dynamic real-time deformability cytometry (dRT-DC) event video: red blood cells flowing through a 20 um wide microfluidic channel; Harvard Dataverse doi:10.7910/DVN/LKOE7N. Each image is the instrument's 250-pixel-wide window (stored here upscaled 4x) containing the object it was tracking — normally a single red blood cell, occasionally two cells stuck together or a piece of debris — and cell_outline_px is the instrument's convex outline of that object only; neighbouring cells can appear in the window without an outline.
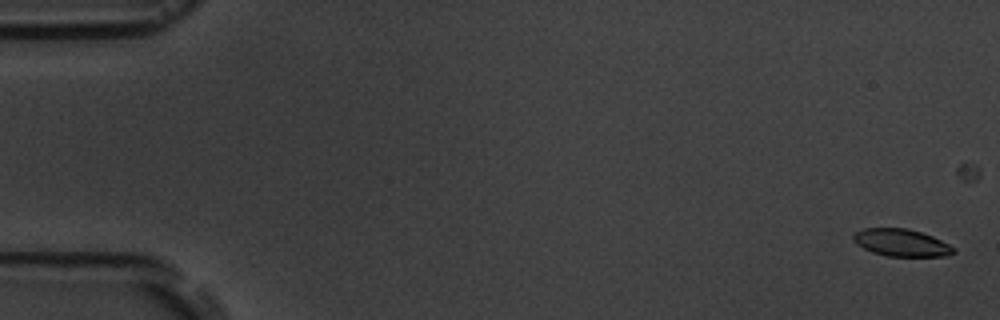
{"species": "common noctule bat (a hibernating species)", "species_latin": "Nyctalus noctula", "temperature_condition": "room temperature", "stored_images_in_passage": 4, "camera_frame_rate_fps": 3000, "um_per_image_px": 0.085, "animal": {"sex": "male", "body_mass_g": 19.5, "forearm_length_mm": 54.6}, "frame": {"image": 1, "passage_image": 1, "time_ms": 0.0, "image_size_px": [1000, 320], "cell_outline_px": [[956, 252], [948, 256], [888, 256], [872, 252], [856, 244], [852, 240], [852, 236], [856, 232], [864, 228], [908, 228], [932, 236], [956, 248]], "centroid_in_image_um": [76.61, 20.63], "position_along_channel_um": 8.4, "area_um2": 15.95}}